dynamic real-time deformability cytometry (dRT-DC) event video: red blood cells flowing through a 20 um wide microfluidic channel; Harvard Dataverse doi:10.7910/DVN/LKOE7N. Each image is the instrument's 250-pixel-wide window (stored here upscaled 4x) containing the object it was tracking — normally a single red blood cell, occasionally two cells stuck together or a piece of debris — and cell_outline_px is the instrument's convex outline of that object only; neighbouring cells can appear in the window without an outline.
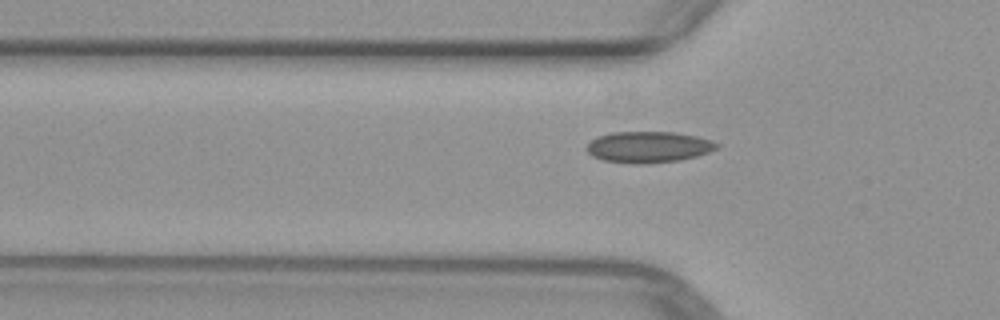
{"species": "common noctule bat (a hibernating species)", "species_latin": "Nyctalus noctula", "temperature_condition": "warm", "stored_images_in_passage": 5, "segment_of_instrument_passage": [2, 2], "camera_frame_rate_fps": 3000, "um_per_image_px": 0.085, "animal": {"sex": "female", "body_mass_g": 29.2, "forearm_length_mm": 56.3}, "frame": {"image": 1, "passage_image": 5, "time_ms": 5.0, "image_size_px": [1000, 320], "cell_outline_px": [[720, 144], [716, 148], [708, 152], [696, 156], [680, 160], [640, 164], [636, 164], [604, 160], [592, 156], [584, 148], [596, 136], [612, 132], [676, 132], [696, 136], [712, 140]], "centroid_in_image_um": [55.1, 12.49], "position_along_channel_um": 70.7, "area_um2": 23.64}}